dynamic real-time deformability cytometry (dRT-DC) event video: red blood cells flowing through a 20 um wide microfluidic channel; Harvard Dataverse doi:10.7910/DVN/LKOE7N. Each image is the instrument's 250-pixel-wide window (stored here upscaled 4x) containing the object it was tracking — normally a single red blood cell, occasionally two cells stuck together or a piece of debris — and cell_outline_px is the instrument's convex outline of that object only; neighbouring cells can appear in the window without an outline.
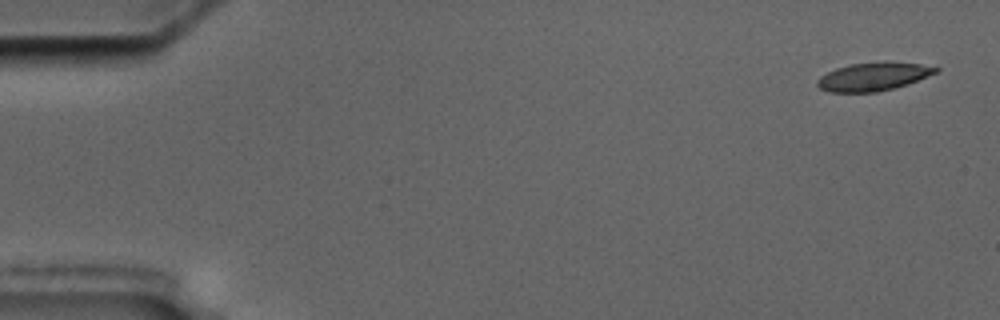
{"species": "common noctule bat (a hibernating species)", "species_latin": "Nyctalus noctula", "temperature_condition": "cold", "stored_images_in_passage": 55, "camera_frame_rate_fps": 3000, "um_per_image_px": 0.085, "animal": {"sex": "male", "body_mass_g": 17.5, "forearm_length_mm": 52.3}, "frame": {"image": 1, "passage_image": 1, "time_ms": 0.0, "image_size_px": [1000, 320], "cell_outline_px": [[940, 68], [936, 72], [928, 76], [908, 84], [876, 92], [828, 92], [820, 88], [816, 84], [816, 80], [820, 76], [836, 68], [852, 64], [920, 64]], "centroid_in_image_um": [74.16, 6.56], "position_along_channel_um": 10.8, "area_um2": 18.61}}
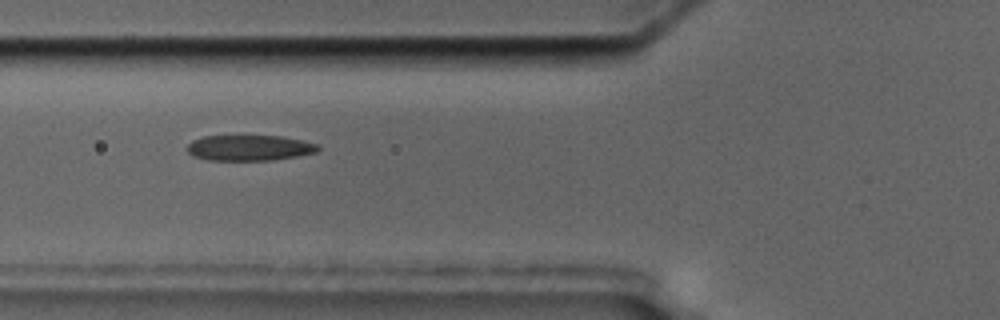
{"frame": {"image": 2, "passage_image": 20, "time_ms": 6.333, "image_size_px": [1000, 320], "cell_outline_px": [[320, 148], [316, 152], [296, 156], [272, 160], [208, 160], [192, 156], [184, 148], [192, 140], [204, 136], [280, 136], [320, 144]], "centroid_in_image_um": [21.16, 12.57], "position_along_channel_um": 104.6, "area_um2": 19.59}}
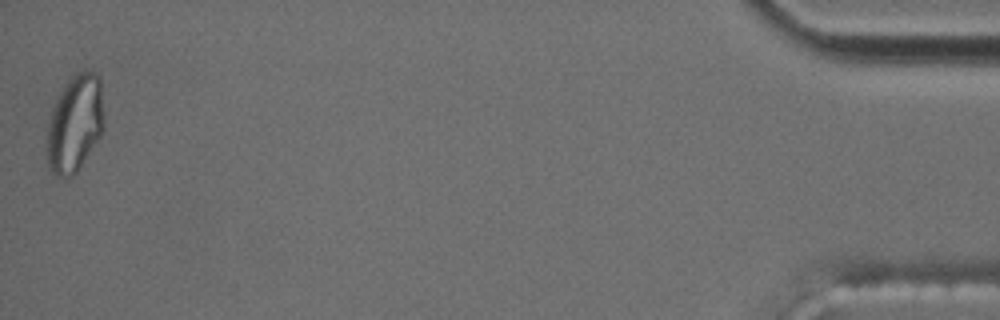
{"frame": {"image": 3, "passage_image": 55, "time_ms": 18.0, "image_size_px": [1000, 320], "cell_outline_px": [[104, 124], [100, 136], [76, 172], [72, 176], [56, 176], [48, 168], [48, 124], [52, 108], [60, 92], [68, 80], [76, 72], [84, 68], [96, 72], [100, 76], [104, 112]], "centroid_in_image_um": [6.39, 10.43], "position_along_channel_um": 428.8, "area_um2": 32.31}, "authors_computed_cell_mechanics": {"area_um2": 20.808, "velocity_mm_per_s": 3.5575, "shape_relaxation_time_tau1_ms": 7.9534, "shape_relaxation_time_tau2_ms": 3.378, "deformation_change_tau1": 0.2129, "deformation_change_tau2": 0.1123}}